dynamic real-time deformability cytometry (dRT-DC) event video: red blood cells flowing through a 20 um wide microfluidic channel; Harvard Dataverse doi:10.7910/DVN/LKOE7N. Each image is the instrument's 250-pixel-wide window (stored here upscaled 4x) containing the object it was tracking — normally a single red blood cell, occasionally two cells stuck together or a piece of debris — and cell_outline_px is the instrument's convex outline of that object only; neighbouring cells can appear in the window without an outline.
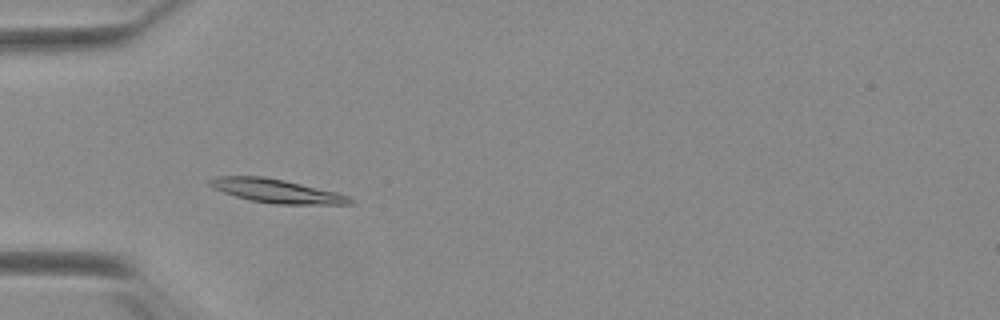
{"species": "Egyptian fruit bat (a non-hibernating species)", "species_latin": "Rousettus aegyptiacus", "temperature_condition": "warm", "stored_images_in_passage": 51, "camera_frame_rate_fps": 3000, "um_per_image_px": 0.085, "animal": {"sex": "female"}, "frame": {"image": 1, "passage_image": 15, "time_ms": 4.667, "image_size_px": [1000, 320], "cell_outline_px": [[356, 204], [276, 204], [252, 200], [236, 196], [212, 188], [208, 184], [208, 180], [216, 176], [264, 176], [336, 192], [348, 196]], "centroid_in_image_um": [23.47, 16.23], "position_along_channel_um": 61.5, "area_um2": 19.07}}
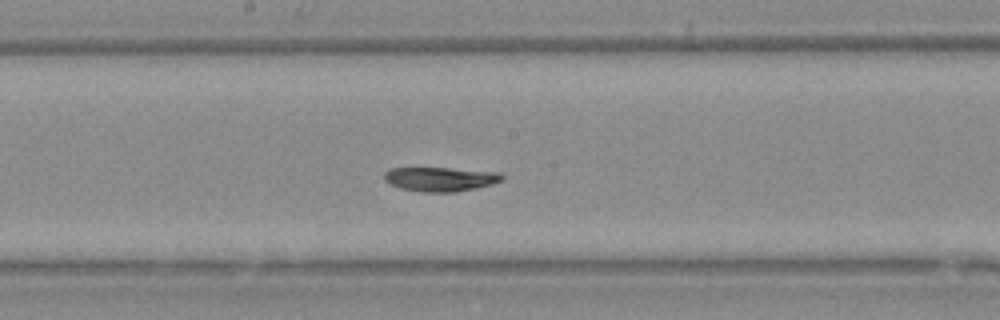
{"frame": {"image": 2, "passage_image": 27, "time_ms": 8.667, "image_size_px": [1000, 320], "cell_outline_px": [[504, 180], [492, 184], [476, 188], [456, 192], [420, 192], [400, 188], [384, 180], [384, 172], [388, 168], [448, 168], [500, 172], [504, 176]], "centroid_in_image_um": [37.44, 15.22], "position_along_channel_um": 210.8, "area_um2": 16.76}}
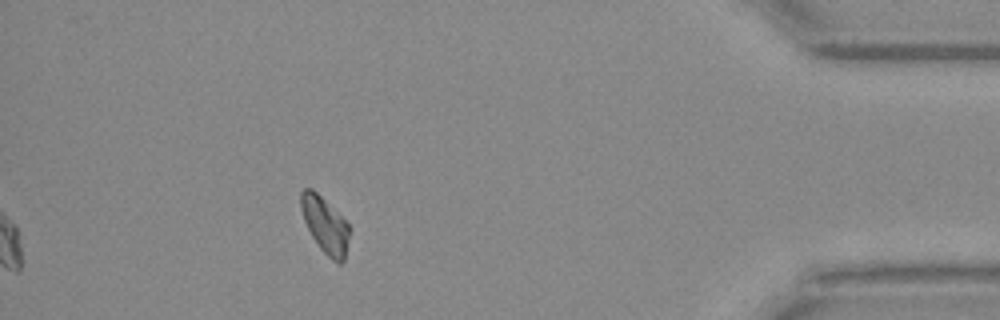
{"frame": {"image": 3, "passage_image": 46, "time_ms": 15.0, "image_size_px": [1000, 320], "cell_outline_px": [[352, 228], [344, 260], [340, 264], [332, 260], [320, 248], [312, 236], [304, 220], [300, 208], [300, 192], [304, 188], [312, 188]], "centroid_in_image_um": [27.64, 19.14], "position_along_channel_um": 407.6, "area_um2": 15.72}, "authors_computed_cell_mechanics": {"area_um2": 17.2822, "velocity_mm_per_s": 3.8542, "shape_relaxation_time_tau1_ms": 3.9297, "shape_relaxation_time_tau2_ms": 1.0978, "deformation_change_tau1": 0.1839, "deformation_change_tau2": 0.0745}}